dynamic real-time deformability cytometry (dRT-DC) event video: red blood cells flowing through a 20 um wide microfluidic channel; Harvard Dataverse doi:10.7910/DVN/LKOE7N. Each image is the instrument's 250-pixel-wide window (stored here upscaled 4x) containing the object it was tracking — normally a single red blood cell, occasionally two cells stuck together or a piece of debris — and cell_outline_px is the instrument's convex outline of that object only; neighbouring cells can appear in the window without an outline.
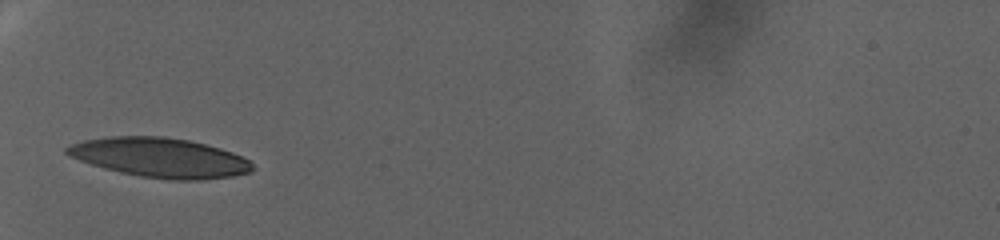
{"species": "human", "species_latin": "Homo sapiens", "temperature_condition": "warm", "stored_images_in_passage": 47, "camera_frame_rate_fps": 3000, "um_per_image_px": 0.085, "donor": {"sex": "female"}, "frame": {"image": 1, "passage_image": 1, "time_ms": 0.0, "image_size_px": [1000, 240], "cell_outline_px": [[256, 168], [252, 172], [232, 176], [200, 180], [172, 180], [140, 176], [120, 172], [104, 168], [80, 160], [64, 152], [64, 148], [72, 144], [84, 140], [112, 136], [164, 136], [188, 140], [220, 148], [232, 152], [248, 160]], "centroid_in_image_um": [13.62, 13.4], "position_along_channel_um": 71.4, "area_um2": 42.54}}
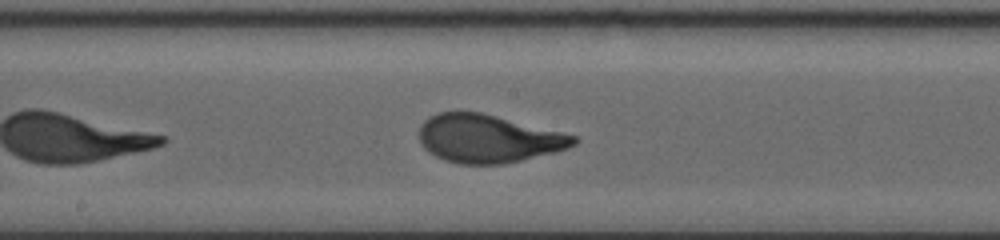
{"frame": {"image": 2, "passage_image": 19, "time_ms": 6.0, "image_size_px": [1000, 240], "cell_outline_px": [[580, 140], [576, 144], [568, 148], [556, 152], [504, 164], [460, 164], [444, 160], [428, 152], [420, 144], [420, 124], [428, 116], [436, 112], [480, 112], [576, 136]], "centroid_in_image_um": [41.47, 11.79], "position_along_channel_um": 206.7, "area_um2": 43.23}}
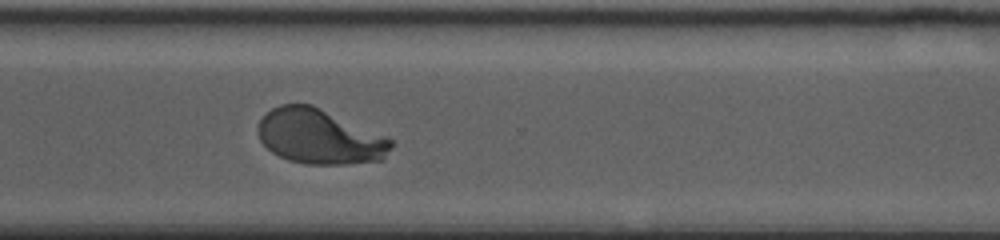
{"frame": {"image": 3, "passage_image": 36, "time_ms": 11.667, "image_size_px": [1000, 240], "cell_outline_px": [[392, 144], [384, 156], [380, 160], [344, 164], [308, 164], [288, 160], [272, 152], [260, 140], [260, 120], [272, 108], [280, 104], [312, 104], [384, 136], [392, 140]], "centroid_in_image_um": [27.14, 11.61], "position_along_channel_um": 343.5, "area_um2": 41.67}, "authors_computed_cell_mechanics": {"area_um2": 43.2922, "velocity_mm_per_s": 2.4186, "shape_relaxation_time_tau1_ms": 4.808, "shape_relaxation_time_tau2_ms": null, "deformation_change_tau1": 0.2365, "deformation_change_tau2": null}}